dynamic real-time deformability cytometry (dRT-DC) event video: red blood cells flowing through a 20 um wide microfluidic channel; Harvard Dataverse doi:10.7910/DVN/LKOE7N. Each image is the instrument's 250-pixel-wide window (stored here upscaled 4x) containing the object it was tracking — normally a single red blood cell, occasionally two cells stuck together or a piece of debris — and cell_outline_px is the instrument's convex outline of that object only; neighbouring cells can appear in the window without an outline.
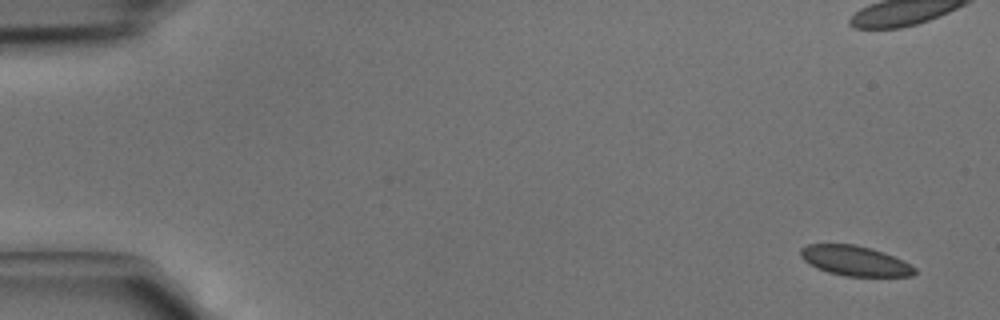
{"species": "common noctule bat (a hibernating species)", "species_latin": "Nyctalus noctula", "temperature_condition": "cold", "stored_images_in_passage": 5, "camera_frame_rate_fps": 3000, "um_per_image_px": 0.085, "animal": {"sex": "male", "body_mass_g": 15.6}, "frame": {"image": 1, "passage_image": 1, "time_ms": 0.0, "image_size_px": [1000, 320], "cell_outline_px": [[916, 272], [912, 276], [844, 276], [828, 272], [816, 268], [808, 264], [800, 256], [800, 248], [808, 244], [856, 244], [872, 248], [884, 252], [904, 260], [916, 268]], "centroid_in_image_um": [72.66, 22.16], "position_along_channel_um": 12.3, "area_um2": 20.17}}
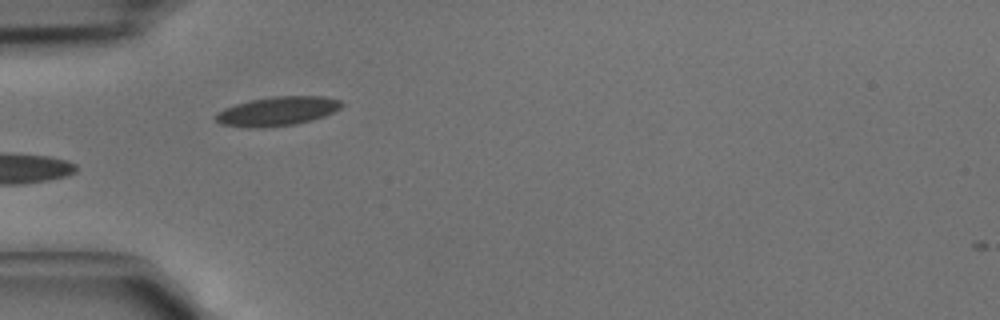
{"frame": {"image": 2, "passage_image": 4, "time_ms": 1.0, "image_size_px": [1000, 320], "cell_outline_px": [[344, 104], [340, 108], [324, 116], [312, 120], [296, 124], [264, 128], [256, 128], [220, 124], [216, 120], [216, 112], [224, 108], [236, 104], [252, 100], [272, 96], [324, 96], [340, 100]], "centroid_in_image_um": [23.59, 9.45], "position_along_channel_um": 61.4, "area_um2": 21.33}}